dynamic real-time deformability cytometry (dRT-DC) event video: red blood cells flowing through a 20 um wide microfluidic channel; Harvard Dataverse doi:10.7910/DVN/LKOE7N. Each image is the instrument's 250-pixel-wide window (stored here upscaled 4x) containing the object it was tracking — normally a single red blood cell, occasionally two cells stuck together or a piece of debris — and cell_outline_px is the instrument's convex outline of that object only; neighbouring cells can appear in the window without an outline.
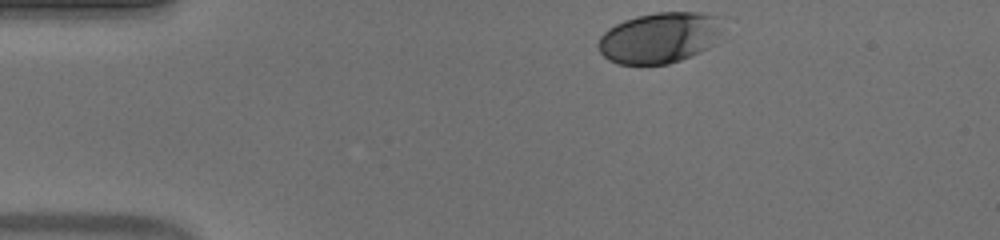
{"species": "human", "species_latin": "Homo sapiens", "temperature_condition": "warm", "stored_images_in_passage": 35, "camera_frame_rate_fps": 3000, "um_per_image_px": 0.085, "donor": {"sex": "male"}, "frame": {"image": 1, "passage_image": 1, "time_ms": 0.0, "image_size_px": [1000, 240], "cell_outline_px": [[720, 32], [708, 48], [700, 52], [680, 60], [668, 64], [616, 64], [608, 60], [600, 52], [596, 44], [600, 36], [608, 28], [624, 20], [636, 16], [656, 12], [704, 12], [716, 16]], "centroid_in_image_um": [55.98, 3.21], "position_along_channel_um": 29.0, "area_um2": 36.65}}
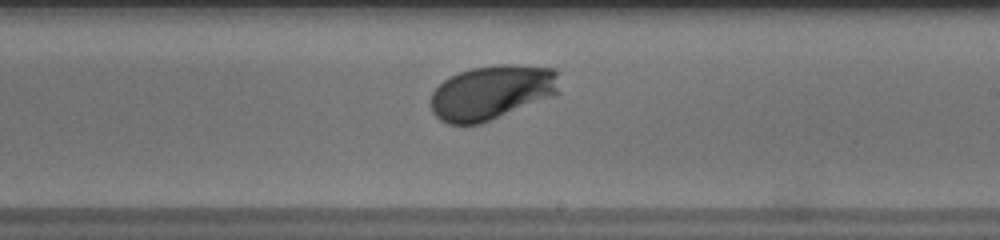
{"frame": {"image": 2, "passage_image": 23, "time_ms": 7.333, "image_size_px": [1000, 240], "cell_outline_px": [[560, 92], [556, 96], [480, 124], [448, 124], [440, 120], [432, 112], [432, 92], [444, 80], [460, 72], [472, 68], [500, 64], [516, 64], [556, 68]], "centroid_in_image_um": [41.86, 7.85], "position_along_channel_um": 247.1, "area_um2": 41.1}}
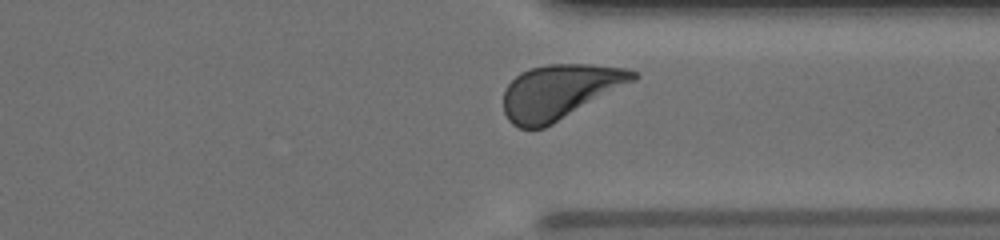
{"frame": {"image": 3, "passage_image": 32, "time_ms": 10.333, "image_size_px": [1000, 240], "cell_outline_px": [[640, 76], [636, 80], [552, 124], [544, 128], [520, 128], [512, 124], [508, 120], [504, 112], [504, 88], [520, 72], [532, 68], [548, 64], [588, 64], [628, 68], [636, 72]], "centroid_in_image_um": [47.57, 7.79], "position_along_channel_um": 363.8, "area_um2": 41.1}, "authors_computed_cell_mechanics": {"area_um2": 38.437, "velocity_mm_per_s": 3.8673, "shape_relaxation_time_tau1_ms": 1.6441, "shape_relaxation_time_tau2_ms": null, "deformation_change_tau1": 0.123, "deformation_change_tau2": null}}